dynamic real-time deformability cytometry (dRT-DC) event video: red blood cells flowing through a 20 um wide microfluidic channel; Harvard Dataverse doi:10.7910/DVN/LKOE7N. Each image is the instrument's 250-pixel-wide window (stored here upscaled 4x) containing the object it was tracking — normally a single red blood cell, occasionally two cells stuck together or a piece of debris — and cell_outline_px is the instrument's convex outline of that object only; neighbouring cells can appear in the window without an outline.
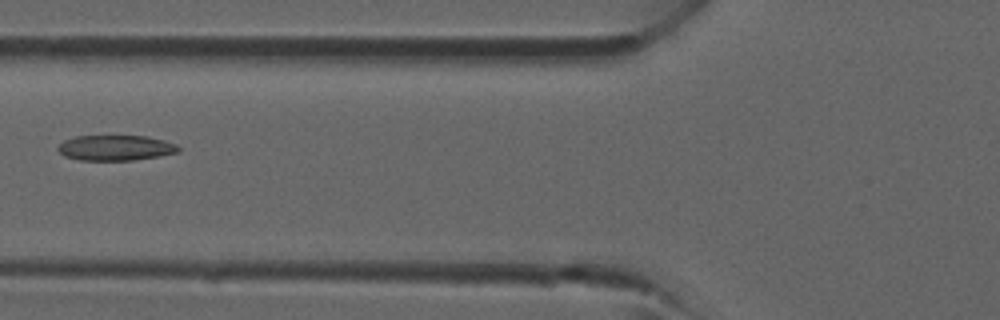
{"species": "common noctule bat (a hibernating species)", "species_latin": "Nyctalus noctula", "temperature_condition": "room temperature", "stored_images_in_passage": 33, "camera_frame_rate_fps": 3000, "um_per_image_px": 0.085, "animal": {"sex": "male", "forearm_length_mm": 52.5}, "frame": {"image": 1, "passage_image": 9, "time_ms": 2.667, "image_size_px": [1000, 320], "cell_outline_px": [[180, 152], [160, 156], [132, 160], [80, 160], [64, 156], [56, 148], [64, 140], [76, 136], [148, 136], [164, 140], [176, 144], [180, 148]], "centroid_in_image_um": [9.84, 12.56], "position_along_channel_um": 116.0, "area_um2": 17.86}}
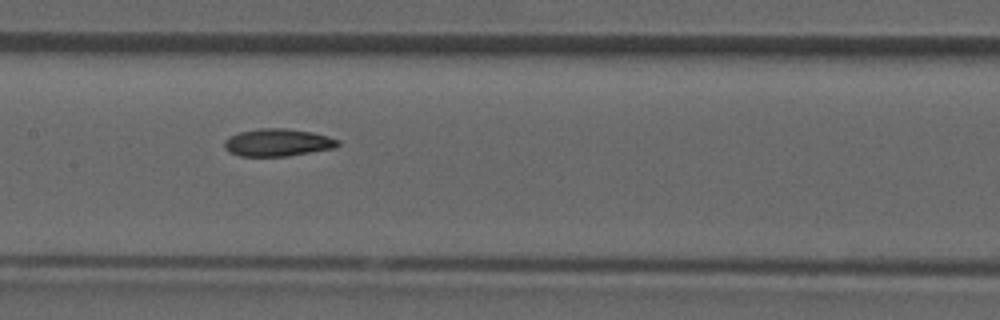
{"frame": {"image": 2, "passage_image": 13, "time_ms": 4.0, "image_size_px": [1000, 320], "cell_outline_px": [[340, 144], [336, 148], [288, 156], [240, 156], [228, 152], [224, 148], [224, 140], [240, 132], [260, 128], [284, 128], [312, 132], [328, 136], [340, 140]], "centroid_in_image_um": [23.63, 12.12], "position_along_channel_um": 183.8, "area_um2": 18.26}}
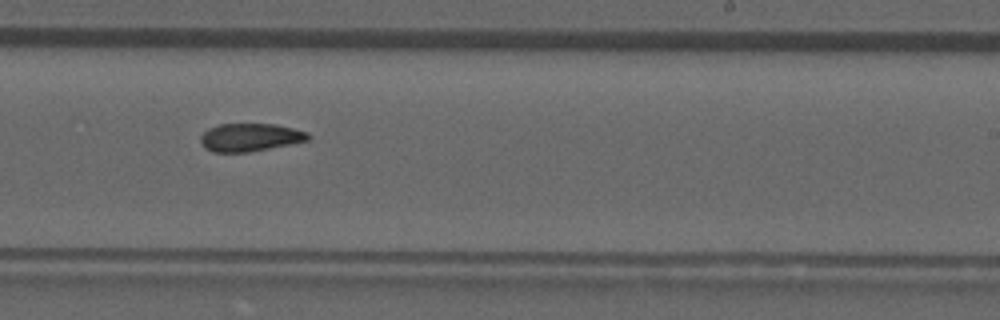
{"frame": {"image": 3, "passage_image": 18, "time_ms": 5.667, "image_size_px": [1000, 320], "cell_outline_px": [[312, 136], [308, 140], [248, 152], [212, 152], [204, 148], [200, 144], [200, 136], [208, 128], [220, 124], [276, 124], [308, 132]], "centroid_in_image_um": [21.22, 11.67], "position_along_channel_um": 267.8, "area_um2": 17.51}}